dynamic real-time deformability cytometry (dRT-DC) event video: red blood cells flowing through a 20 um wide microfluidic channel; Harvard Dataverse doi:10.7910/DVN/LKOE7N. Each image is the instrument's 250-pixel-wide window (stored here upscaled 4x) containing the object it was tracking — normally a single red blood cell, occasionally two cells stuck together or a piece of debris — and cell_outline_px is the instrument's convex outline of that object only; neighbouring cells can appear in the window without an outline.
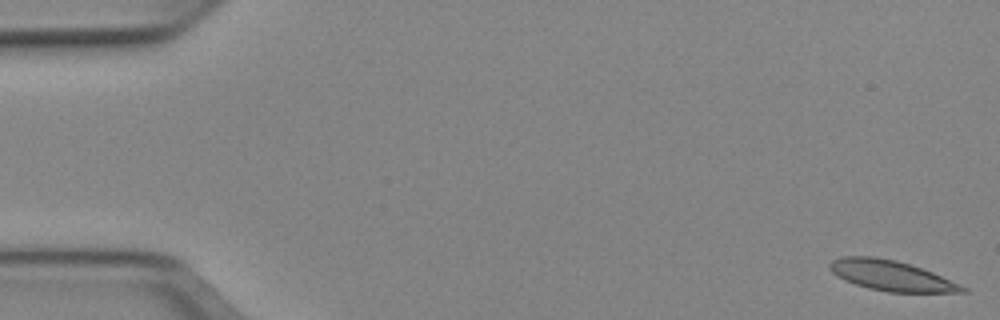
{"species": "Egyptian fruit bat (a non-hibernating species)", "species_latin": "Rousettus aegyptiacus", "temperature_condition": "cold", "stored_images_in_passage": 52, "camera_frame_rate_fps": 3000, "um_per_image_px": 0.085, "animal": {"sex": "female"}, "frame": {"image": 1, "passage_image": 1, "time_ms": 0.0, "image_size_px": [1000, 320], "cell_outline_px": [[968, 292], [888, 292], [868, 288], [844, 280], [832, 272], [828, 268], [828, 264], [832, 260], [844, 256], [876, 256], [896, 260], [932, 272], [960, 284], [968, 288]], "centroid_in_image_um": [75.73, 23.42], "position_along_channel_um": 9.3, "area_um2": 23.29}}
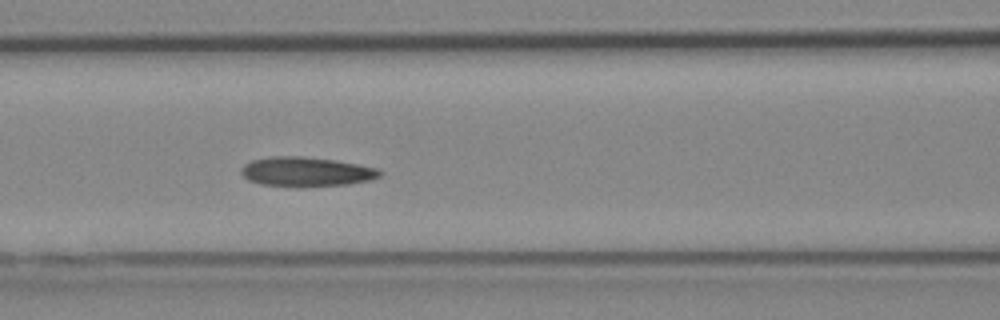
{"frame": {"image": 2, "passage_image": 22, "time_ms": 7.0, "image_size_px": [1000, 320], "cell_outline_px": [[384, 172], [380, 176], [372, 180], [348, 184], [300, 188], [296, 188], [260, 184], [248, 180], [240, 172], [240, 168], [244, 164], [252, 160], [268, 156], [300, 156], [336, 160], [380, 168]], "centroid_in_image_um": [26.04, 14.61], "position_along_channel_um": 140.6, "area_um2": 24.51}}
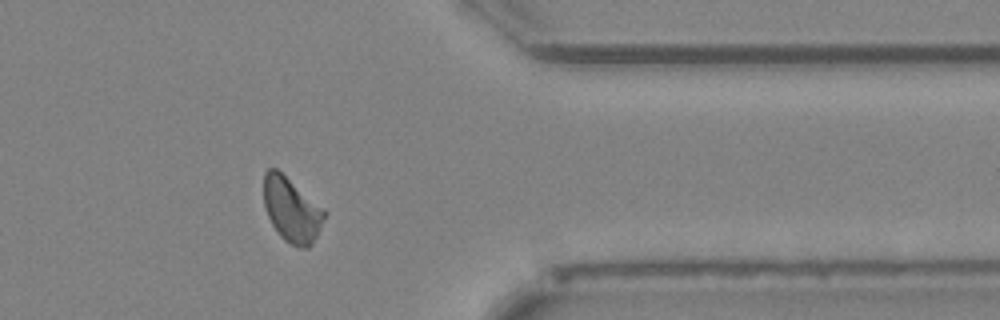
{"frame": {"image": 3, "passage_image": 42, "time_ms": 13.667, "image_size_px": [1000, 320], "cell_outline_px": [[328, 212], [312, 244], [308, 248], [300, 248], [284, 240], [280, 236], [272, 224], [268, 216], [264, 204], [264, 172], [268, 168], [276, 168], [324, 208]], "centroid_in_image_um": [24.8, 17.83], "position_along_channel_um": 386.6, "area_um2": 22.72}, "authors_computed_cell_mechanics": {"area_um2": 23.0622, "velocity_mm_per_s": 3.9059, "shape_relaxation_time_tau1_ms": null, "shape_relaxation_time_tau2_ms": 4.9165, "deformation_change_tau1": null, "deformation_change_tau2": 0.123}}